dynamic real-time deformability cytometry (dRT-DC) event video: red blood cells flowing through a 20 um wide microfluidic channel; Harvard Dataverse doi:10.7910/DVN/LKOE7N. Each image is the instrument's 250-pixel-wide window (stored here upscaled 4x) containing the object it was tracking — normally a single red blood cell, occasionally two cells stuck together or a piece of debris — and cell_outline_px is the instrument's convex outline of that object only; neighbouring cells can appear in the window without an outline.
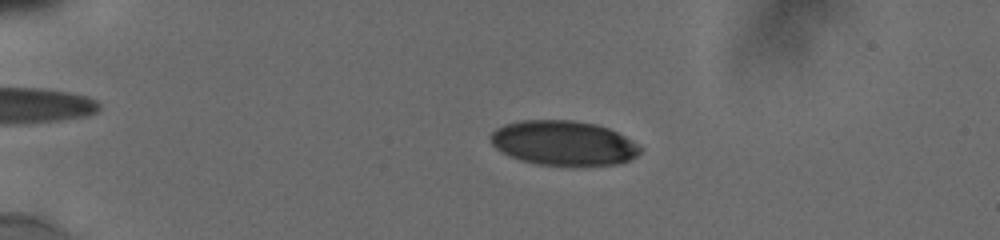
{"species": "human", "species_latin": "Homo sapiens", "temperature_condition": "cold", "stored_images_in_passage": 15, "camera_frame_rate_fps": 3000, "um_per_image_px": 0.085, "donor": {"sex": "male"}, "frame": {"image": 1, "passage_image": 7, "time_ms": 4.0, "image_size_px": [1000, 240], "cell_outline_px": [[644, 148], [632, 160], [620, 164], [536, 164], [520, 160], [496, 148], [492, 144], [488, 136], [496, 128], [504, 124], [520, 120], [572, 120], [596, 124], [608, 128], [640, 144]], "centroid_in_image_um": [47.91, 12.14], "position_along_channel_um": 37.1, "area_um2": 38.78}}
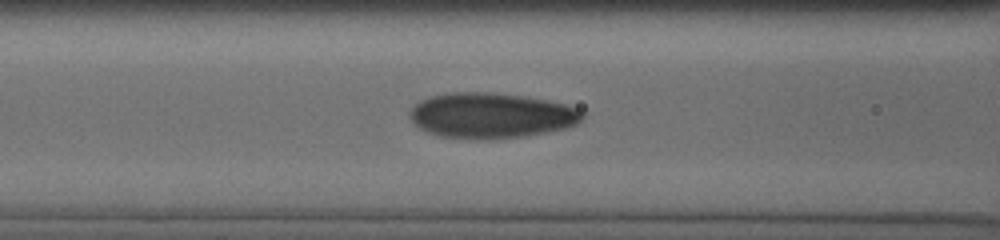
{"frame": {"image": 2, "passage_image": 13, "time_ms": 8.0, "image_size_px": [1000, 240], "cell_outline_px": [[584, 116], [576, 124], [564, 128], [524, 136], [488, 140], [476, 140], [440, 136], [428, 132], [420, 128], [408, 116], [408, 112], [420, 100], [432, 96], [452, 92], [484, 92], [520, 96], [544, 100], [564, 104], [576, 108], [584, 112]], "centroid_in_image_um": [41.71, 9.83], "position_along_channel_um": 124.9, "area_um2": 45.37}}
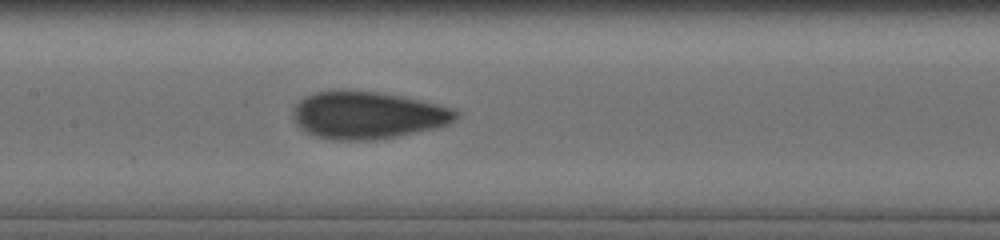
{"frame": {"image": 3, "passage_image": 15, "time_ms": 9.333, "image_size_px": [1000, 240], "cell_outline_px": [[460, 112], [456, 120], [448, 124], [436, 128], [376, 140], [332, 140], [316, 136], [304, 132], [292, 120], [292, 112], [296, 104], [304, 96], [316, 92], [336, 88], [344, 88], [380, 92], [400, 96], [436, 104], [452, 108]], "centroid_in_image_um": [31.18, 9.77], "position_along_channel_um": 176.2, "area_um2": 45.66}}